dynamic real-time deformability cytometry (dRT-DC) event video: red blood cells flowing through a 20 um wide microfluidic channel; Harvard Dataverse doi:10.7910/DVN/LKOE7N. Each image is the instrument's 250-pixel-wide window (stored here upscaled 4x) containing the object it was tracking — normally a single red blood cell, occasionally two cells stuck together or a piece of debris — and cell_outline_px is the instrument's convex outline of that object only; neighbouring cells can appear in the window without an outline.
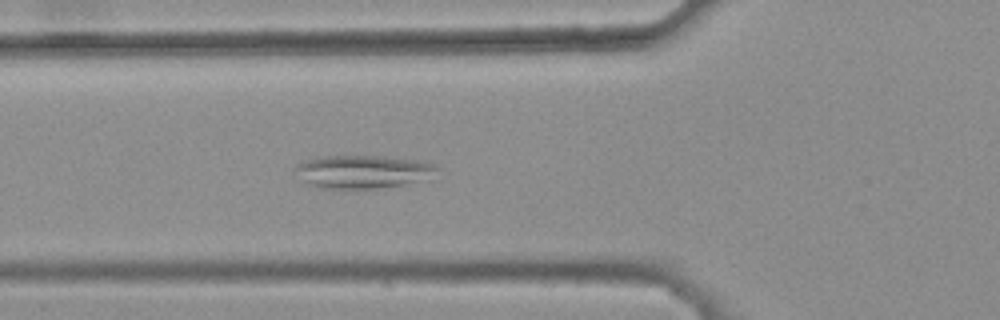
{"species": "common noctule bat (a hibernating species)", "species_latin": "Nyctalus noctula", "temperature_condition": "warm", "stored_images_in_passage": 38, "camera_frame_rate_fps": 3000, "um_per_image_px": 0.085, "animal": {"sex": "female", "body_mass_g": 25.1}, "frame": {"image": 1, "passage_image": 12, "time_ms": 3.667, "image_size_px": [1000, 320], "cell_outline_px": [[440, 168], [416, 180], [404, 184], [380, 188], [316, 188], [300, 180], [292, 168], [296, 164], [308, 160], [324, 156], [384, 156], [428, 160], [436, 164]], "centroid_in_image_um": [30.77, 14.57], "position_along_channel_um": 95.0, "area_um2": 27.34}}
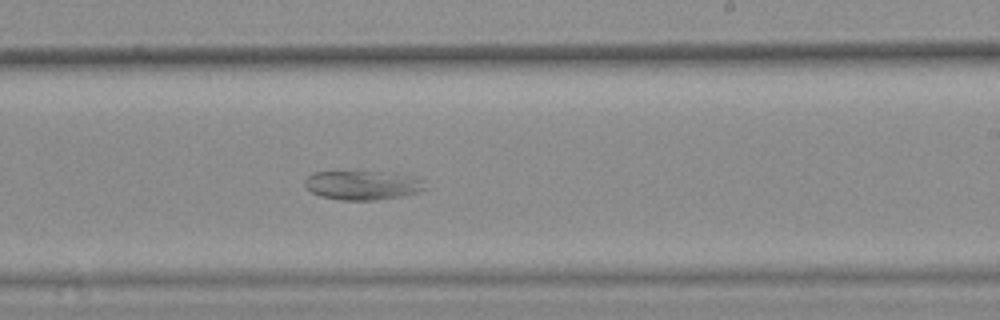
{"frame": {"image": 2, "passage_image": 25, "time_ms": 8.0, "image_size_px": [1000, 320], "cell_outline_px": [[428, 188], [416, 192], [400, 196], [376, 200], [340, 200], [320, 196], [312, 192], [304, 184], [304, 180], [312, 172], [400, 172], [416, 176], [424, 180]], "centroid_in_image_um": [30.89, 15.73], "position_along_channel_um": 258.1, "area_um2": 20.69}}
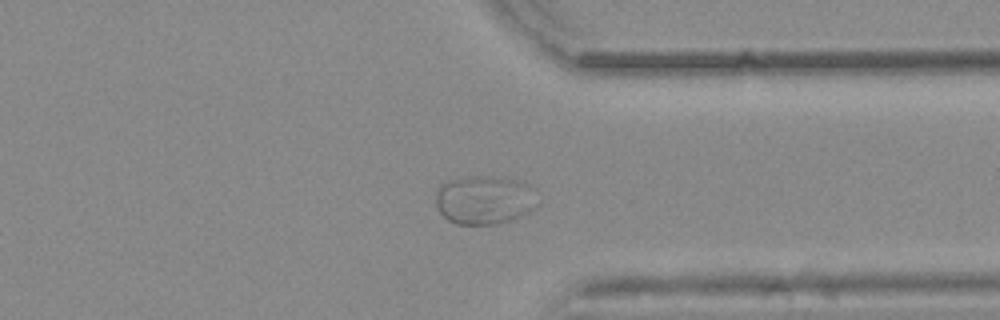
{"frame": {"image": 3, "passage_image": 34, "time_ms": 11.0, "image_size_px": [1000, 320], "cell_outline_px": [[536, 204], [528, 212], [508, 220], [492, 224], [456, 224], [448, 220], [440, 212], [436, 204], [436, 188], [440, 184], [448, 180], [468, 176], [492, 176], [524, 180], [536, 188]], "centroid_in_image_um": [41.18, 16.95], "position_along_channel_um": 370.2, "area_um2": 29.25}}